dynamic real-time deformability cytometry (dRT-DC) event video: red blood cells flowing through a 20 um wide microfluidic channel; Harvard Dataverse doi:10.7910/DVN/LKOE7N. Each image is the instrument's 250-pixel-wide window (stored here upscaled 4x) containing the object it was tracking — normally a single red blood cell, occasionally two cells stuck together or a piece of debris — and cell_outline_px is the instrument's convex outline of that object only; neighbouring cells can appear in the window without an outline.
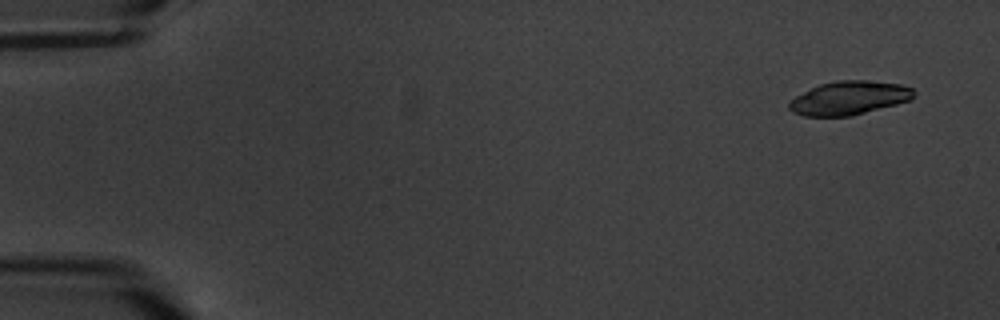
{"species": "common noctule bat (a hibernating species)", "species_latin": "Nyctalus noctula", "temperature_condition": "warm", "stored_images_in_passage": 7, "camera_frame_rate_fps": 3000, "um_per_image_px": 0.085, "animal": {"sex": "male", "body_mass_g": 20.1, "forearm_length_mm": 53.5}, "frame": {"image": 1, "passage_image": 1, "time_ms": 0.0, "image_size_px": [1000, 320], "cell_outline_px": [[916, 96], [912, 100], [852, 116], [804, 116], [792, 112], [788, 108], [788, 104], [796, 96], [820, 84], [836, 80], [864, 80], [900, 84], [912, 88], [916, 92]], "centroid_in_image_um": [72.21, 8.33], "position_along_channel_um": 12.8, "area_um2": 24.51}}
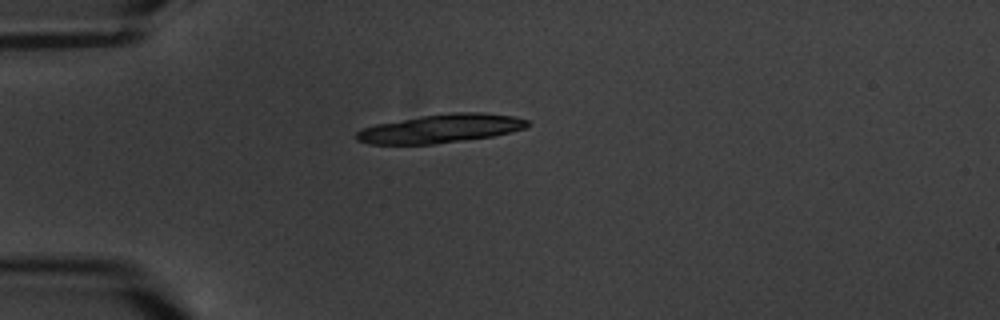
{"frame": {"image": 2, "passage_image": 4, "time_ms": 4.333, "image_size_px": [1000, 320], "cell_outline_px": [[532, 124], [524, 128], [512, 132], [492, 136], [464, 140], [432, 144], [368, 144], [356, 140], [356, 132], [364, 128], [376, 124], [420, 116], [452, 112], [484, 112], [512, 116], [528, 120]], "centroid_in_image_um": [37.48, 10.92], "position_along_channel_um": 47.5, "area_um2": 28.5}}